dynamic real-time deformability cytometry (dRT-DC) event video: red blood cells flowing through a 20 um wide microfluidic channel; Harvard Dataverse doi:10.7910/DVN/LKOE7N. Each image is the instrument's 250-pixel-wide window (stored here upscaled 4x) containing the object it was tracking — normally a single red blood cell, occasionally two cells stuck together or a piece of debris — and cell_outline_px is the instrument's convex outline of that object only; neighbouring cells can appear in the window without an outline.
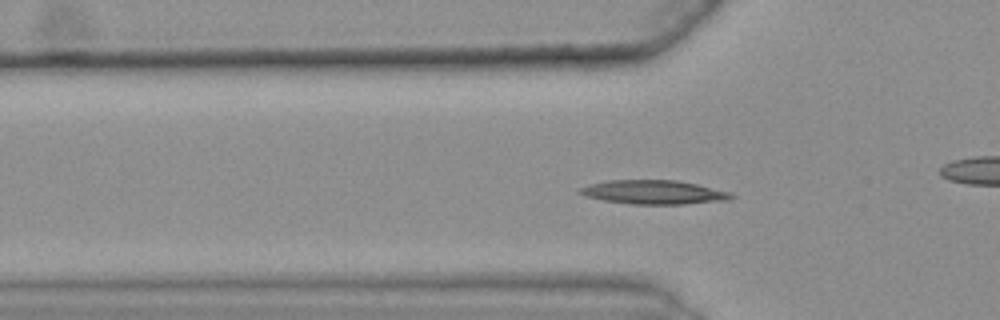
{"species": "common noctule bat (a hibernating species)", "species_latin": "Nyctalus noctula", "temperature_condition": "warm", "stored_images_in_passage": 47, "camera_frame_rate_fps": 3000, "um_per_image_px": 0.085, "animal": {"sex": "female", "body_mass_g": 25.1}, "frame": {"image": 1, "passage_image": 18, "time_ms": 5.667, "image_size_px": [1000, 320], "cell_outline_px": [[736, 196], [728, 200], [684, 204], [632, 204], [604, 200], [584, 196], [576, 192], [580, 188], [592, 184], [608, 180], [676, 180], [696, 184], [728, 192]], "centroid_in_image_um": [55.54, 16.34], "position_along_channel_um": 70.3, "area_um2": 20.92}}
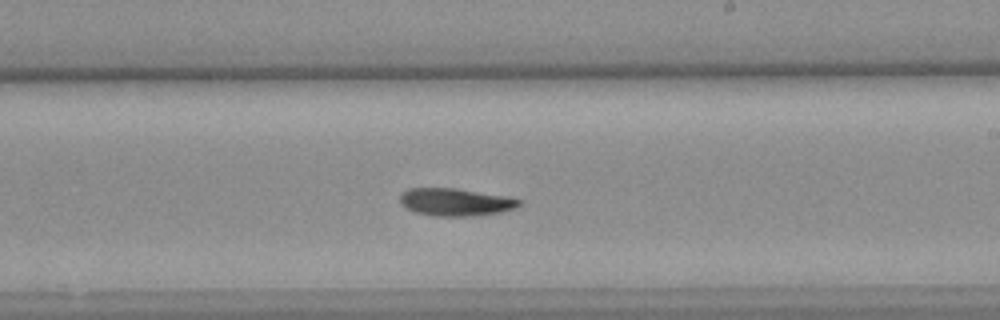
{"frame": {"image": 2, "passage_image": 33, "time_ms": 10.667, "image_size_px": [1000, 320], "cell_outline_px": [[524, 200], [516, 208], [500, 212], [472, 216], [432, 216], [416, 212], [404, 208], [400, 204], [400, 196], [408, 188], [452, 188], [508, 196]], "centroid_in_image_um": [38.72, 17.18], "position_along_channel_um": 250.3, "area_um2": 19.25}}
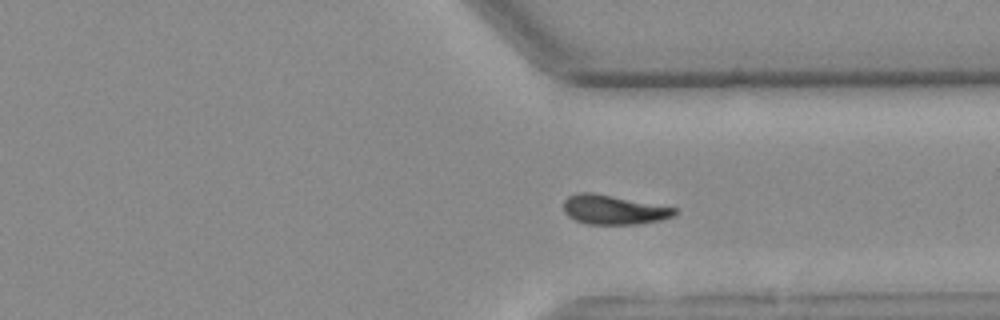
{"frame": {"image": 3, "passage_image": 42, "time_ms": 13.667, "image_size_px": [1000, 320], "cell_outline_px": [[676, 212], [672, 216], [660, 220], [640, 224], [588, 224], [576, 220], [568, 216], [564, 212], [564, 200], [568, 196], [576, 192], [592, 192], [676, 208]], "centroid_in_image_um": [52.11, 17.82], "position_along_channel_um": 359.3, "area_um2": 18.84}}